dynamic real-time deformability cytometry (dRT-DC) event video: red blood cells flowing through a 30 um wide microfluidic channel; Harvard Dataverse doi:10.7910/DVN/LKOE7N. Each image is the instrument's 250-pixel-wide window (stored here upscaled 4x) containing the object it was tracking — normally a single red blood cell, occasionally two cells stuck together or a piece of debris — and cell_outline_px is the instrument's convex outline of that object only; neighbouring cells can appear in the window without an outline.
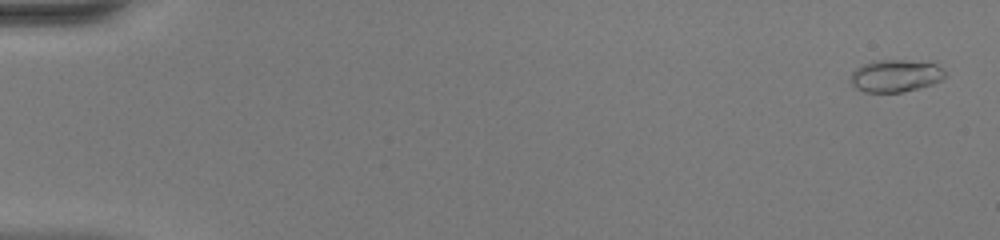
{"species": "common noctule bat (a hibernating species)", "species_latin": "Nyctalus noctula", "temperature_condition": "warm", "stored_images_in_passage": 51, "camera_frame_rate_fps": 3000, "um_per_image_px": 0.085, "animal": {"sex": "female", "body_mass_g": 20.0, "forearm_length_mm": 54.0}, "frame": {"image": 1, "passage_image": 2, "time_ms": 0.333, "image_size_px": [1000, 240], "cell_outline_px": [[944, 76], [940, 80], [932, 84], [904, 92], [864, 92], [856, 88], [852, 84], [852, 72], [856, 68], [872, 60], [904, 60], [936, 64], [944, 72]], "centroid_in_image_um": [76.09, 6.44], "position_along_channel_um": 8.9, "area_um2": 17.51}}
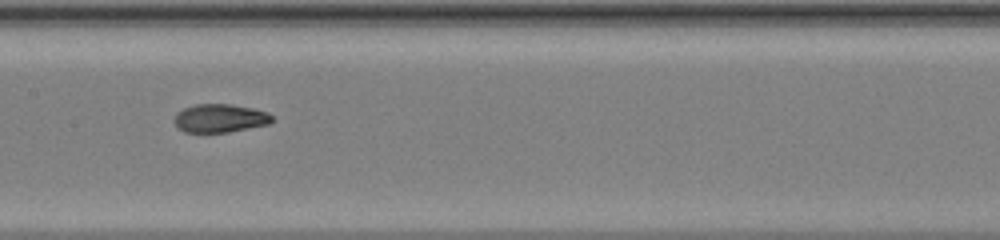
{"frame": {"image": 2, "passage_image": 27, "time_ms": 8.667, "image_size_px": [1000, 240], "cell_outline_px": [[272, 120], [268, 124], [228, 132], [184, 132], [176, 128], [172, 120], [176, 112], [184, 108], [196, 104], [232, 104], [252, 108], [268, 112], [272, 116]], "centroid_in_image_um": [18.63, 10.05], "position_along_channel_um": 188.8, "area_um2": 16.3}}
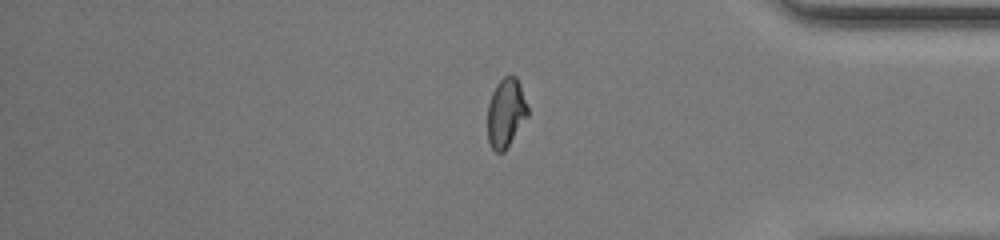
{"frame": {"image": 3, "passage_image": 43, "time_ms": 14.0, "image_size_px": [1000, 240], "cell_outline_px": [[528, 116], [504, 152], [496, 152], [492, 148], [488, 140], [488, 104], [492, 92], [496, 84], [504, 76], [516, 76], [520, 84], [528, 108]], "centroid_in_image_um": [43.0, 9.59], "position_along_channel_um": 392.2, "area_um2": 16.07}, "authors_computed_cell_mechanics": {"area_um2": 16.8198, "velocity_mm_per_s": 4.1654, "shape_relaxation_time_tau1_ms": null, "shape_relaxation_time_tau2_ms": 1.2654, "deformation_change_tau1": null, "deformation_change_tau2": 0.0594}}